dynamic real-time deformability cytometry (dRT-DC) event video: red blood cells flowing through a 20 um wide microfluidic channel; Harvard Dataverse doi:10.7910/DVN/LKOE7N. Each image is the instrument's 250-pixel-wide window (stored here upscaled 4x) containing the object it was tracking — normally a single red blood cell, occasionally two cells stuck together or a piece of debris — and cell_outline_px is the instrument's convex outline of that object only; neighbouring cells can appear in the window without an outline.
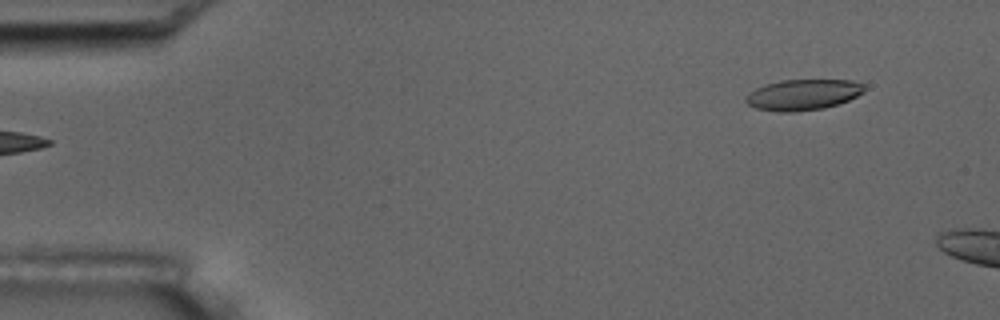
{"species": "common noctule bat (a hibernating species)", "species_latin": "Nyctalus noctula", "temperature_condition": "room temperature", "stored_images_in_passage": 5, "segment_of_instrument_passage": [2, 2], "camera_frame_rate_fps": 3000, "um_per_image_px": 0.085, "animal": {"sex": "male", "body_mass_g": 17.5, "forearm_length_mm": 52.3}, "frame": {"image": 1, "passage_image": 5, "time_ms": 5.667, "image_size_px": [1000, 320], "cell_outline_px": [[864, 92], [848, 100], [824, 108], [796, 112], [780, 112], [756, 108], [748, 104], [744, 100], [756, 88], [764, 84], [784, 80], [852, 80], [864, 84]], "centroid_in_image_um": [68.27, 8.05], "position_along_channel_um": 16.7, "area_um2": 21.1}}